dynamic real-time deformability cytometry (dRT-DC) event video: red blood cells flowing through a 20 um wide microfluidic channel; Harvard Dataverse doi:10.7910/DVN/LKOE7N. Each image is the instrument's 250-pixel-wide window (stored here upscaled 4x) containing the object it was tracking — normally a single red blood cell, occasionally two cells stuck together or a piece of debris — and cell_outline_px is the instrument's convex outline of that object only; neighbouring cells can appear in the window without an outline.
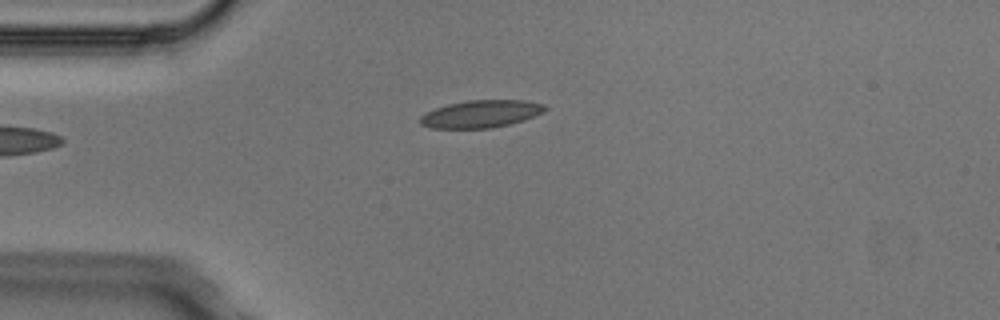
{"species": "Egyptian fruit bat (a non-hibernating species)", "species_latin": "Rousettus aegyptiacus", "temperature_condition": "cold", "stored_images_in_passage": 4, "camera_frame_rate_fps": 3000, "um_per_image_px": 0.085, "animal": {"sex": "male"}, "frame": {"image": 1, "passage_image": 4, "time_ms": 1.0, "image_size_px": [1000, 320], "cell_outline_px": [[548, 108], [544, 112], [524, 120], [492, 128], [432, 128], [420, 124], [420, 116], [424, 112], [448, 104], [468, 100], [524, 100], [544, 104]], "centroid_in_image_um": [40.88, 9.68], "position_along_channel_um": 44.1, "area_um2": 20.0}}